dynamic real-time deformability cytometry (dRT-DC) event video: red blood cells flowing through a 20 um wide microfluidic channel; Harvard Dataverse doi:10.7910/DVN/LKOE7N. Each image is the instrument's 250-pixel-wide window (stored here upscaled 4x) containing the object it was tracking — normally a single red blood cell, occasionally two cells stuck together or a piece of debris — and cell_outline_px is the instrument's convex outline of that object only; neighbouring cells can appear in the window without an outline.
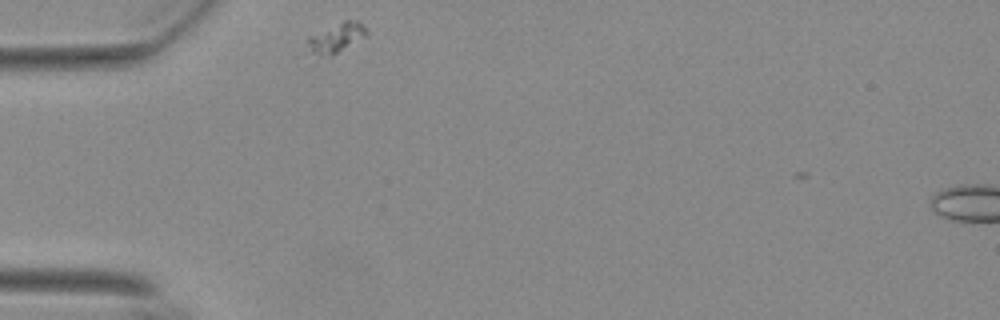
{"species": "Egyptian fruit bat (a non-hibernating species)", "species_latin": "Rousettus aegyptiacus", "temperature_condition": "warm", "stored_images_in_passage": 34, "camera_frame_rate_fps": 3000, "um_per_image_px": 0.085, "animal": {"sex": "female"}, "frame": {"image": 1, "passage_image": 1, "time_ms": 0.0, "image_size_px": [1000, 320], "cell_outline_px": [[368, 36], [332, 56], [320, 56], [312, 52], [308, 44], [308, 36], [344, 20], [356, 20], [364, 24], [368, 32]], "centroid_in_image_um": [28.65, 3.2], "position_along_channel_um": 56.3, "area_um2": 10.23}}
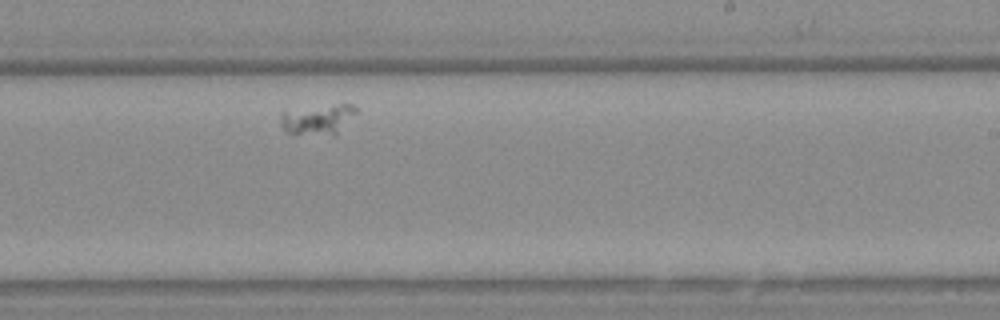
{"frame": {"image": 2, "passage_image": 22, "time_ms": 7.0, "image_size_px": [1000, 320], "cell_outline_px": [[356, 112], [336, 136], [292, 136], [284, 132], [280, 124], [280, 112], [340, 104], [352, 104], [356, 108]], "centroid_in_image_um": [26.95, 10.24], "position_along_channel_um": 262.1, "area_um2": 13.7}}
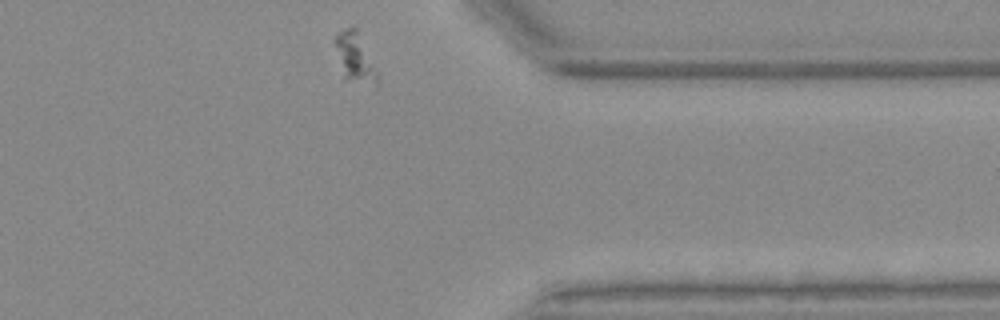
{"frame": {"image": 3, "passage_image": 34, "time_ms": 11.0, "image_size_px": [1000, 320], "cell_outline_px": [[376, 88], [344, 80], [336, 44], [336, 32], [344, 28], [356, 28], [376, 72]], "centroid_in_image_um": [30.16, 4.96], "position_along_channel_um": 381.2, "area_um2": 11.62}}